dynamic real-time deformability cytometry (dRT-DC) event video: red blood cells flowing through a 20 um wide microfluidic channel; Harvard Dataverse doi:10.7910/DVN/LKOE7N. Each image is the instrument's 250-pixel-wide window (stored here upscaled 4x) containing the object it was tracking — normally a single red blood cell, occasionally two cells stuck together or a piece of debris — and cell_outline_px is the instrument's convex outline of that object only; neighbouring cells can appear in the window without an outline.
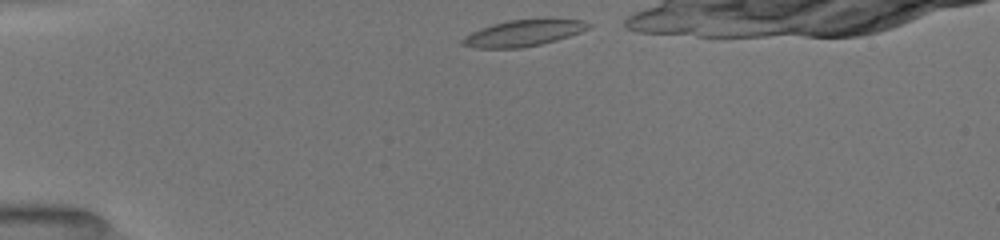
{"species": "common noctule bat (a hibernating species)", "species_latin": "Nyctalus noctula", "temperature_condition": "room temperature", "stored_images_in_passage": 28, "camera_frame_rate_fps": 3000, "um_per_image_px": 0.085, "animal": {"sex": "female", "body_mass_g": 19.5, "forearm_length_mm": 54.1}, "frame": {"image": 1, "passage_image": 1, "time_ms": 0.0, "image_size_px": [1000, 240], "cell_outline_px": [[592, 28], [556, 40], [540, 44], [520, 48], [476, 48], [460, 44], [460, 40], [464, 36], [480, 28], [492, 24], [508, 20], [544, 16], [552, 16], [584, 20], [592, 24]], "centroid_in_image_um": [44.57, 2.75], "position_along_channel_um": 40.4, "area_um2": 20.29}}
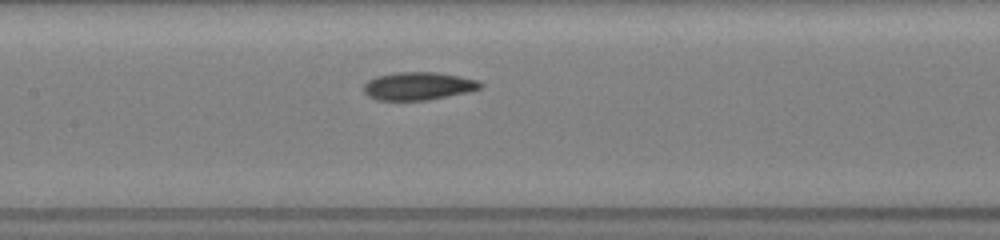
{"frame": {"image": 2, "passage_image": 14, "time_ms": 4.333, "image_size_px": [1000, 240], "cell_outline_px": [[484, 84], [480, 88], [468, 92], [428, 100], [376, 100], [368, 96], [364, 92], [364, 84], [368, 80], [376, 76], [396, 72], [436, 72], [460, 76], [480, 80]], "centroid_in_image_um": [35.57, 7.31], "position_along_channel_um": 171.8, "area_um2": 19.13}}
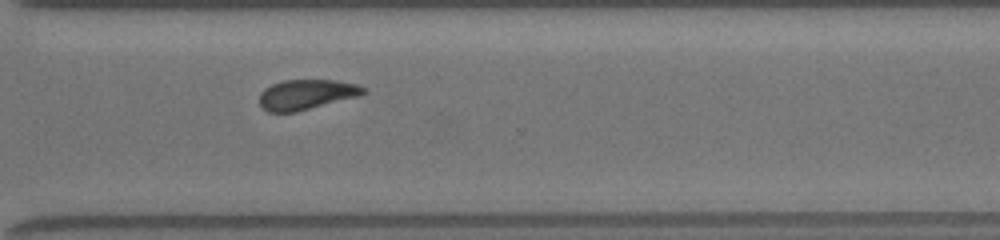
{"frame": {"image": 3, "passage_image": 27, "time_ms": 8.667, "image_size_px": [1000, 240], "cell_outline_px": [[368, 92], [360, 96], [296, 112], [268, 112], [260, 108], [260, 92], [264, 88], [272, 84], [284, 80], [336, 80], [356, 84], [368, 88]], "centroid_in_image_um": [26.07, 8.03], "position_along_channel_um": 344.5, "area_um2": 18.5}}